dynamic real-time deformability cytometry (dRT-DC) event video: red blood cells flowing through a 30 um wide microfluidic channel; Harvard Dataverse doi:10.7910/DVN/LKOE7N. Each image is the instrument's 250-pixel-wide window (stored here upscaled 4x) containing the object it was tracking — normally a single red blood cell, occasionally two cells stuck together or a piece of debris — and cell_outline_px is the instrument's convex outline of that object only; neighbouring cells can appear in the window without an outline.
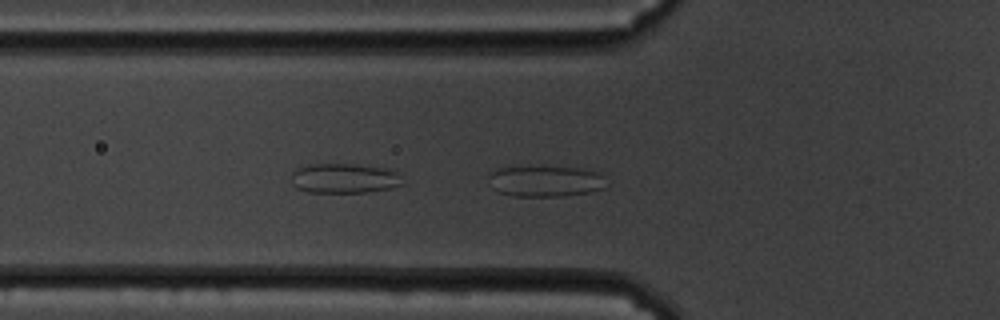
{"species": "common noctule bat (a hibernating species)", "species_latin": "Nyctalus noctula", "temperature_condition": "cold", "stored_images_in_passage": 47, "camera_frame_rate_fps": 3000, "um_per_image_px": 0.085, "animal": {"sex": "male", "body_mass_g": 19.5, "forearm_length_mm": 54.6}, "frame": {"image": 1, "passage_image": 18, "time_ms": 5.667, "image_size_px": [1000, 320], "cell_outline_px": [[608, 188], [592, 192], [564, 196], [512, 196], [500, 192], [492, 188], [488, 176], [488, 172], [500, 168], [580, 168], [600, 172], [604, 176]], "centroid_in_image_um": [46.43, 15.43], "position_along_channel_um": 79.4, "area_um2": 21.21}}
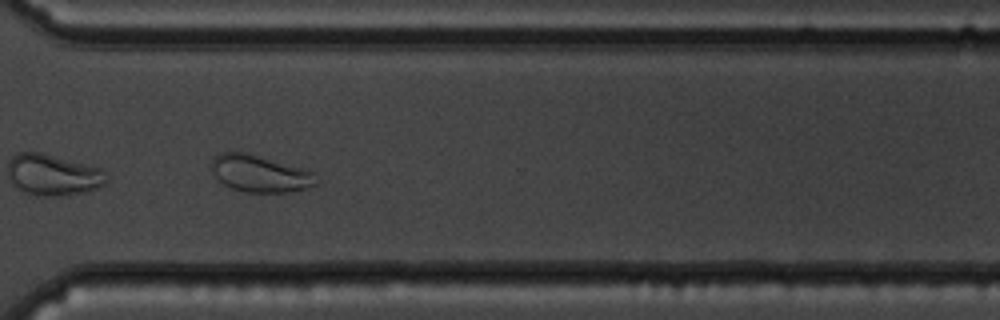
{"frame": {"image": 2, "passage_image": 42, "time_ms": 13.667, "image_size_px": [1000, 320], "cell_outline_px": [[320, 180], [316, 184], [308, 188], [288, 192], [244, 192], [232, 188], [224, 184], [208, 168], [212, 160], [220, 152], [248, 152], [300, 168], [312, 172]], "centroid_in_image_um": [22.07, 14.75], "position_along_channel_um": 348.5, "area_um2": 22.54}}
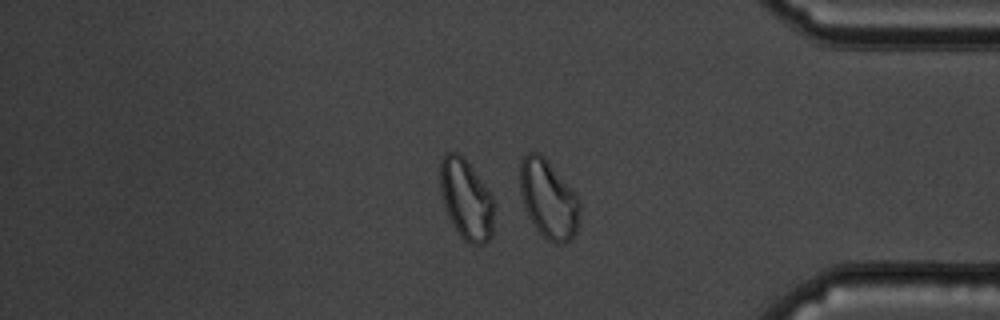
{"frame": {"image": 3, "passage_image": 47, "time_ms": 15.333, "image_size_px": [1000, 320], "cell_outline_px": [[580, 224], [576, 232], [564, 244], [552, 244], [536, 228], [528, 216], [524, 208], [520, 192], [520, 160], [528, 152], [540, 152], [544, 156], [580, 200]], "centroid_in_image_um": [46.61, 16.94], "position_along_channel_um": 388.6, "area_um2": 27.46}}